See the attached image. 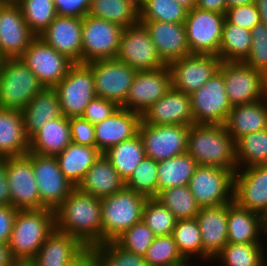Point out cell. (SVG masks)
I'll return each instance as SVG.
<instances>
[{
    "mask_svg": "<svg viewBox=\"0 0 267 266\" xmlns=\"http://www.w3.org/2000/svg\"><path fill=\"white\" fill-rule=\"evenodd\" d=\"M29 29L38 36L56 18L54 0H19L16 3Z\"/></svg>",
    "mask_w": 267,
    "mask_h": 266,
    "instance_id": "44",
    "label": "cell"
},
{
    "mask_svg": "<svg viewBox=\"0 0 267 266\" xmlns=\"http://www.w3.org/2000/svg\"><path fill=\"white\" fill-rule=\"evenodd\" d=\"M225 128L236 142L239 138L267 128V97L253 103L234 106Z\"/></svg>",
    "mask_w": 267,
    "mask_h": 266,
    "instance_id": "29",
    "label": "cell"
},
{
    "mask_svg": "<svg viewBox=\"0 0 267 266\" xmlns=\"http://www.w3.org/2000/svg\"><path fill=\"white\" fill-rule=\"evenodd\" d=\"M90 248L102 260L104 266H147L144 256L126 251L115 241Z\"/></svg>",
    "mask_w": 267,
    "mask_h": 266,
    "instance_id": "48",
    "label": "cell"
},
{
    "mask_svg": "<svg viewBox=\"0 0 267 266\" xmlns=\"http://www.w3.org/2000/svg\"><path fill=\"white\" fill-rule=\"evenodd\" d=\"M119 107L114 101L95 96L86 106L81 117L95 125L111 116Z\"/></svg>",
    "mask_w": 267,
    "mask_h": 266,
    "instance_id": "52",
    "label": "cell"
},
{
    "mask_svg": "<svg viewBox=\"0 0 267 266\" xmlns=\"http://www.w3.org/2000/svg\"><path fill=\"white\" fill-rule=\"evenodd\" d=\"M54 89L63 115L68 118L81 116L96 96L92 68L87 63H74Z\"/></svg>",
    "mask_w": 267,
    "mask_h": 266,
    "instance_id": "6",
    "label": "cell"
},
{
    "mask_svg": "<svg viewBox=\"0 0 267 266\" xmlns=\"http://www.w3.org/2000/svg\"><path fill=\"white\" fill-rule=\"evenodd\" d=\"M17 210L12 206H0V243L8 244Z\"/></svg>",
    "mask_w": 267,
    "mask_h": 266,
    "instance_id": "55",
    "label": "cell"
},
{
    "mask_svg": "<svg viewBox=\"0 0 267 266\" xmlns=\"http://www.w3.org/2000/svg\"><path fill=\"white\" fill-rule=\"evenodd\" d=\"M80 266H104V264L102 260L91 250V248H87L81 254Z\"/></svg>",
    "mask_w": 267,
    "mask_h": 266,
    "instance_id": "58",
    "label": "cell"
},
{
    "mask_svg": "<svg viewBox=\"0 0 267 266\" xmlns=\"http://www.w3.org/2000/svg\"><path fill=\"white\" fill-rule=\"evenodd\" d=\"M262 226V229H263V233L262 234H265L267 236V224H261Z\"/></svg>",
    "mask_w": 267,
    "mask_h": 266,
    "instance_id": "67",
    "label": "cell"
},
{
    "mask_svg": "<svg viewBox=\"0 0 267 266\" xmlns=\"http://www.w3.org/2000/svg\"><path fill=\"white\" fill-rule=\"evenodd\" d=\"M228 243L263 244L260 214L238 206L234 201L227 203Z\"/></svg>",
    "mask_w": 267,
    "mask_h": 266,
    "instance_id": "33",
    "label": "cell"
},
{
    "mask_svg": "<svg viewBox=\"0 0 267 266\" xmlns=\"http://www.w3.org/2000/svg\"><path fill=\"white\" fill-rule=\"evenodd\" d=\"M125 187V180L111 165L104 153L96 159L77 186L82 192L100 199L121 191Z\"/></svg>",
    "mask_w": 267,
    "mask_h": 266,
    "instance_id": "28",
    "label": "cell"
},
{
    "mask_svg": "<svg viewBox=\"0 0 267 266\" xmlns=\"http://www.w3.org/2000/svg\"><path fill=\"white\" fill-rule=\"evenodd\" d=\"M144 259L147 266H190L179 253L172 235L156 236Z\"/></svg>",
    "mask_w": 267,
    "mask_h": 266,
    "instance_id": "45",
    "label": "cell"
},
{
    "mask_svg": "<svg viewBox=\"0 0 267 266\" xmlns=\"http://www.w3.org/2000/svg\"><path fill=\"white\" fill-rule=\"evenodd\" d=\"M142 115L119 107L111 116L94 125L96 148L105 153L112 146L138 135Z\"/></svg>",
    "mask_w": 267,
    "mask_h": 266,
    "instance_id": "26",
    "label": "cell"
},
{
    "mask_svg": "<svg viewBox=\"0 0 267 266\" xmlns=\"http://www.w3.org/2000/svg\"><path fill=\"white\" fill-rule=\"evenodd\" d=\"M72 142L69 118L48 121L29 139V151L44 156H57Z\"/></svg>",
    "mask_w": 267,
    "mask_h": 266,
    "instance_id": "32",
    "label": "cell"
},
{
    "mask_svg": "<svg viewBox=\"0 0 267 266\" xmlns=\"http://www.w3.org/2000/svg\"><path fill=\"white\" fill-rule=\"evenodd\" d=\"M155 198L166 206L177 220L196 218L201 208L188 185L167 188L161 191Z\"/></svg>",
    "mask_w": 267,
    "mask_h": 266,
    "instance_id": "42",
    "label": "cell"
},
{
    "mask_svg": "<svg viewBox=\"0 0 267 266\" xmlns=\"http://www.w3.org/2000/svg\"><path fill=\"white\" fill-rule=\"evenodd\" d=\"M54 211L57 230L76 237L87 248L102 244L100 198L75 187Z\"/></svg>",
    "mask_w": 267,
    "mask_h": 266,
    "instance_id": "1",
    "label": "cell"
},
{
    "mask_svg": "<svg viewBox=\"0 0 267 266\" xmlns=\"http://www.w3.org/2000/svg\"><path fill=\"white\" fill-rule=\"evenodd\" d=\"M197 166L187 152L158 162V194L167 188L189 185Z\"/></svg>",
    "mask_w": 267,
    "mask_h": 266,
    "instance_id": "36",
    "label": "cell"
},
{
    "mask_svg": "<svg viewBox=\"0 0 267 266\" xmlns=\"http://www.w3.org/2000/svg\"><path fill=\"white\" fill-rule=\"evenodd\" d=\"M86 249L87 247L76 237L55 228L46 238L33 261L36 266H67Z\"/></svg>",
    "mask_w": 267,
    "mask_h": 266,
    "instance_id": "27",
    "label": "cell"
},
{
    "mask_svg": "<svg viewBox=\"0 0 267 266\" xmlns=\"http://www.w3.org/2000/svg\"><path fill=\"white\" fill-rule=\"evenodd\" d=\"M187 153L198 165L230 171L238 169L235 141L221 124H193L188 133Z\"/></svg>",
    "mask_w": 267,
    "mask_h": 266,
    "instance_id": "2",
    "label": "cell"
},
{
    "mask_svg": "<svg viewBox=\"0 0 267 266\" xmlns=\"http://www.w3.org/2000/svg\"><path fill=\"white\" fill-rule=\"evenodd\" d=\"M255 5L260 15H267V0H255Z\"/></svg>",
    "mask_w": 267,
    "mask_h": 266,
    "instance_id": "62",
    "label": "cell"
},
{
    "mask_svg": "<svg viewBox=\"0 0 267 266\" xmlns=\"http://www.w3.org/2000/svg\"><path fill=\"white\" fill-rule=\"evenodd\" d=\"M115 23L123 28L139 23L137 0H91L88 14Z\"/></svg>",
    "mask_w": 267,
    "mask_h": 266,
    "instance_id": "35",
    "label": "cell"
},
{
    "mask_svg": "<svg viewBox=\"0 0 267 266\" xmlns=\"http://www.w3.org/2000/svg\"><path fill=\"white\" fill-rule=\"evenodd\" d=\"M202 238V260L212 261L228 244L227 203L201 207L195 218Z\"/></svg>",
    "mask_w": 267,
    "mask_h": 266,
    "instance_id": "24",
    "label": "cell"
},
{
    "mask_svg": "<svg viewBox=\"0 0 267 266\" xmlns=\"http://www.w3.org/2000/svg\"><path fill=\"white\" fill-rule=\"evenodd\" d=\"M44 86L21 58L0 61V108L22 111Z\"/></svg>",
    "mask_w": 267,
    "mask_h": 266,
    "instance_id": "5",
    "label": "cell"
},
{
    "mask_svg": "<svg viewBox=\"0 0 267 266\" xmlns=\"http://www.w3.org/2000/svg\"><path fill=\"white\" fill-rule=\"evenodd\" d=\"M255 0H226L227 8H231L239 5L254 4Z\"/></svg>",
    "mask_w": 267,
    "mask_h": 266,
    "instance_id": "60",
    "label": "cell"
},
{
    "mask_svg": "<svg viewBox=\"0 0 267 266\" xmlns=\"http://www.w3.org/2000/svg\"><path fill=\"white\" fill-rule=\"evenodd\" d=\"M250 33L251 49L244 63L267 78V28L260 22Z\"/></svg>",
    "mask_w": 267,
    "mask_h": 266,
    "instance_id": "50",
    "label": "cell"
},
{
    "mask_svg": "<svg viewBox=\"0 0 267 266\" xmlns=\"http://www.w3.org/2000/svg\"><path fill=\"white\" fill-rule=\"evenodd\" d=\"M36 35L29 29L16 3L0 7V58H20Z\"/></svg>",
    "mask_w": 267,
    "mask_h": 266,
    "instance_id": "19",
    "label": "cell"
},
{
    "mask_svg": "<svg viewBox=\"0 0 267 266\" xmlns=\"http://www.w3.org/2000/svg\"><path fill=\"white\" fill-rule=\"evenodd\" d=\"M3 3H4L3 0H0V7L3 5Z\"/></svg>",
    "mask_w": 267,
    "mask_h": 266,
    "instance_id": "69",
    "label": "cell"
},
{
    "mask_svg": "<svg viewBox=\"0 0 267 266\" xmlns=\"http://www.w3.org/2000/svg\"><path fill=\"white\" fill-rule=\"evenodd\" d=\"M251 49V33L249 29L229 23L223 24L219 57L225 62H244Z\"/></svg>",
    "mask_w": 267,
    "mask_h": 266,
    "instance_id": "38",
    "label": "cell"
},
{
    "mask_svg": "<svg viewBox=\"0 0 267 266\" xmlns=\"http://www.w3.org/2000/svg\"><path fill=\"white\" fill-rule=\"evenodd\" d=\"M44 88H54L74 64L36 36L20 57Z\"/></svg>",
    "mask_w": 267,
    "mask_h": 266,
    "instance_id": "13",
    "label": "cell"
},
{
    "mask_svg": "<svg viewBox=\"0 0 267 266\" xmlns=\"http://www.w3.org/2000/svg\"><path fill=\"white\" fill-rule=\"evenodd\" d=\"M100 155L101 152L96 146H86L71 142L55 157L63 175L77 187Z\"/></svg>",
    "mask_w": 267,
    "mask_h": 266,
    "instance_id": "34",
    "label": "cell"
},
{
    "mask_svg": "<svg viewBox=\"0 0 267 266\" xmlns=\"http://www.w3.org/2000/svg\"><path fill=\"white\" fill-rule=\"evenodd\" d=\"M19 0H3L4 3H17Z\"/></svg>",
    "mask_w": 267,
    "mask_h": 266,
    "instance_id": "68",
    "label": "cell"
},
{
    "mask_svg": "<svg viewBox=\"0 0 267 266\" xmlns=\"http://www.w3.org/2000/svg\"><path fill=\"white\" fill-rule=\"evenodd\" d=\"M225 14L194 7L185 20L187 43L191 53L219 57Z\"/></svg>",
    "mask_w": 267,
    "mask_h": 266,
    "instance_id": "12",
    "label": "cell"
},
{
    "mask_svg": "<svg viewBox=\"0 0 267 266\" xmlns=\"http://www.w3.org/2000/svg\"><path fill=\"white\" fill-rule=\"evenodd\" d=\"M142 122L149 125H193L190 94L171 87L143 113Z\"/></svg>",
    "mask_w": 267,
    "mask_h": 266,
    "instance_id": "23",
    "label": "cell"
},
{
    "mask_svg": "<svg viewBox=\"0 0 267 266\" xmlns=\"http://www.w3.org/2000/svg\"><path fill=\"white\" fill-rule=\"evenodd\" d=\"M219 71L231 105L249 104L267 97V78L244 62L222 61Z\"/></svg>",
    "mask_w": 267,
    "mask_h": 266,
    "instance_id": "7",
    "label": "cell"
},
{
    "mask_svg": "<svg viewBox=\"0 0 267 266\" xmlns=\"http://www.w3.org/2000/svg\"><path fill=\"white\" fill-rule=\"evenodd\" d=\"M158 162L145 157L125 181L128 189L141 193L148 198L158 195Z\"/></svg>",
    "mask_w": 267,
    "mask_h": 266,
    "instance_id": "47",
    "label": "cell"
},
{
    "mask_svg": "<svg viewBox=\"0 0 267 266\" xmlns=\"http://www.w3.org/2000/svg\"><path fill=\"white\" fill-rule=\"evenodd\" d=\"M194 124L224 125L233 108L226 94L224 76L217 71L207 83L190 94Z\"/></svg>",
    "mask_w": 267,
    "mask_h": 266,
    "instance_id": "9",
    "label": "cell"
},
{
    "mask_svg": "<svg viewBox=\"0 0 267 266\" xmlns=\"http://www.w3.org/2000/svg\"><path fill=\"white\" fill-rule=\"evenodd\" d=\"M116 59L125 62L137 71L156 70L167 66L140 22L123 28Z\"/></svg>",
    "mask_w": 267,
    "mask_h": 266,
    "instance_id": "16",
    "label": "cell"
},
{
    "mask_svg": "<svg viewBox=\"0 0 267 266\" xmlns=\"http://www.w3.org/2000/svg\"><path fill=\"white\" fill-rule=\"evenodd\" d=\"M235 147L238 168L267 164V128L239 138Z\"/></svg>",
    "mask_w": 267,
    "mask_h": 266,
    "instance_id": "39",
    "label": "cell"
},
{
    "mask_svg": "<svg viewBox=\"0 0 267 266\" xmlns=\"http://www.w3.org/2000/svg\"><path fill=\"white\" fill-rule=\"evenodd\" d=\"M142 220L155 236L172 235L177 222L174 214L155 197L147 198Z\"/></svg>",
    "mask_w": 267,
    "mask_h": 266,
    "instance_id": "46",
    "label": "cell"
},
{
    "mask_svg": "<svg viewBox=\"0 0 267 266\" xmlns=\"http://www.w3.org/2000/svg\"><path fill=\"white\" fill-rule=\"evenodd\" d=\"M176 1L188 10H192L197 5V0H176Z\"/></svg>",
    "mask_w": 267,
    "mask_h": 266,
    "instance_id": "63",
    "label": "cell"
},
{
    "mask_svg": "<svg viewBox=\"0 0 267 266\" xmlns=\"http://www.w3.org/2000/svg\"><path fill=\"white\" fill-rule=\"evenodd\" d=\"M15 260L9 245L7 243H0V266H10Z\"/></svg>",
    "mask_w": 267,
    "mask_h": 266,
    "instance_id": "59",
    "label": "cell"
},
{
    "mask_svg": "<svg viewBox=\"0 0 267 266\" xmlns=\"http://www.w3.org/2000/svg\"><path fill=\"white\" fill-rule=\"evenodd\" d=\"M147 30L162 61L169 65L190 52L184 23L139 21Z\"/></svg>",
    "mask_w": 267,
    "mask_h": 266,
    "instance_id": "25",
    "label": "cell"
},
{
    "mask_svg": "<svg viewBox=\"0 0 267 266\" xmlns=\"http://www.w3.org/2000/svg\"><path fill=\"white\" fill-rule=\"evenodd\" d=\"M40 194V208L55 210L75 186L63 175L55 156L28 152Z\"/></svg>",
    "mask_w": 267,
    "mask_h": 266,
    "instance_id": "11",
    "label": "cell"
},
{
    "mask_svg": "<svg viewBox=\"0 0 267 266\" xmlns=\"http://www.w3.org/2000/svg\"><path fill=\"white\" fill-rule=\"evenodd\" d=\"M188 11L176 0L139 1V21L185 23Z\"/></svg>",
    "mask_w": 267,
    "mask_h": 266,
    "instance_id": "41",
    "label": "cell"
},
{
    "mask_svg": "<svg viewBox=\"0 0 267 266\" xmlns=\"http://www.w3.org/2000/svg\"><path fill=\"white\" fill-rule=\"evenodd\" d=\"M10 266H36L33 259H15Z\"/></svg>",
    "mask_w": 267,
    "mask_h": 266,
    "instance_id": "61",
    "label": "cell"
},
{
    "mask_svg": "<svg viewBox=\"0 0 267 266\" xmlns=\"http://www.w3.org/2000/svg\"><path fill=\"white\" fill-rule=\"evenodd\" d=\"M104 155L109 159L111 165L126 181L138 164L146 157L141 137L124 140L118 145L109 148Z\"/></svg>",
    "mask_w": 267,
    "mask_h": 266,
    "instance_id": "37",
    "label": "cell"
},
{
    "mask_svg": "<svg viewBox=\"0 0 267 266\" xmlns=\"http://www.w3.org/2000/svg\"><path fill=\"white\" fill-rule=\"evenodd\" d=\"M55 228L54 210L18 209L8 242L13 257L33 259Z\"/></svg>",
    "mask_w": 267,
    "mask_h": 266,
    "instance_id": "3",
    "label": "cell"
},
{
    "mask_svg": "<svg viewBox=\"0 0 267 266\" xmlns=\"http://www.w3.org/2000/svg\"><path fill=\"white\" fill-rule=\"evenodd\" d=\"M82 24L81 17L57 15L38 37L73 63H82Z\"/></svg>",
    "mask_w": 267,
    "mask_h": 266,
    "instance_id": "22",
    "label": "cell"
},
{
    "mask_svg": "<svg viewBox=\"0 0 267 266\" xmlns=\"http://www.w3.org/2000/svg\"><path fill=\"white\" fill-rule=\"evenodd\" d=\"M263 244L228 243L214 258L223 266H265L266 253Z\"/></svg>",
    "mask_w": 267,
    "mask_h": 266,
    "instance_id": "40",
    "label": "cell"
},
{
    "mask_svg": "<svg viewBox=\"0 0 267 266\" xmlns=\"http://www.w3.org/2000/svg\"><path fill=\"white\" fill-rule=\"evenodd\" d=\"M197 8L225 14L227 10L226 0H197Z\"/></svg>",
    "mask_w": 267,
    "mask_h": 266,
    "instance_id": "57",
    "label": "cell"
},
{
    "mask_svg": "<svg viewBox=\"0 0 267 266\" xmlns=\"http://www.w3.org/2000/svg\"><path fill=\"white\" fill-rule=\"evenodd\" d=\"M225 19L233 25L249 30L261 22L255 3L227 8Z\"/></svg>",
    "mask_w": 267,
    "mask_h": 266,
    "instance_id": "51",
    "label": "cell"
},
{
    "mask_svg": "<svg viewBox=\"0 0 267 266\" xmlns=\"http://www.w3.org/2000/svg\"><path fill=\"white\" fill-rule=\"evenodd\" d=\"M7 178L12 207L40 209V194L32 161L26 155L7 157Z\"/></svg>",
    "mask_w": 267,
    "mask_h": 266,
    "instance_id": "20",
    "label": "cell"
},
{
    "mask_svg": "<svg viewBox=\"0 0 267 266\" xmlns=\"http://www.w3.org/2000/svg\"><path fill=\"white\" fill-rule=\"evenodd\" d=\"M261 224H267V207L260 214Z\"/></svg>",
    "mask_w": 267,
    "mask_h": 266,
    "instance_id": "64",
    "label": "cell"
},
{
    "mask_svg": "<svg viewBox=\"0 0 267 266\" xmlns=\"http://www.w3.org/2000/svg\"><path fill=\"white\" fill-rule=\"evenodd\" d=\"M189 128L186 125H149L141 122L138 134L146 157L160 162L186 153Z\"/></svg>",
    "mask_w": 267,
    "mask_h": 266,
    "instance_id": "14",
    "label": "cell"
},
{
    "mask_svg": "<svg viewBox=\"0 0 267 266\" xmlns=\"http://www.w3.org/2000/svg\"><path fill=\"white\" fill-rule=\"evenodd\" d=\"M123 27L110 21L85 15L82 24V63L115 59Z\"/></svg>",
    "mask_w": 267,
    "mask_h": 266,
    "instance_id": "10",
    "label": "cell"
},
{
    "mask_svg": "<svg viewBox=\"0 0 267 266\" xmlns=\"http://www.w3.org/2000/svg\"><path fill=\"white\" fill-rule=\"evenodd\" d=\"M72 142L86 146H96L94 125L79 117L69 118Z\"/></svg>",
    "mask_w": 267,
    "mask_h": 266,
    "instance_id": "53",
    "label": "cell"
},
{
    "mask_svg": "<svg viewBox=\"0 0 267 266\" xmlns=\"http://www.w3.org/2000/svg\"><path fill=\"white\" fill-rule=\"evenodd\" d=\"M155 237L154 233L142 220L126 229L114 241L126 251L144 256Z\"/></svg>",
    "mask_w": 267,
    "mask_h": 266,
    "instance_id": "49",
    "label": "cell"
},
{
    "mask_svg": "<svg viewBox=\"0 0 267 266\" xmlns=\"http://www.w3.org/2000/svg\"><path fill=\"white\" fill-rule=\"evenodd\" d=\"M261 23L267 28V15H260Z\"/></svg>",
    "mask_w": 267,
    "mask_h": 266,
    "instance_id": "66",
    "label": "cell"
},
{
    "mask_svg": "<svg viewBox=\"0 0 267 266\" xmlns=\"http://www.w3.org/2000/svg\"><path fill=\"white\" fill-rule=\"evenodd\" d=\"M172 87L169 66L156 70L137 71L125 102L120 106L143 113Z\"/></svg>",
    "mask_w": 267,
    "mask_h": 266,
    "instance_id": "18",
    "label": "cell"
},
{
    "mask_svg": "<svg viewBox=\"0 0 267 266\" xmlns=\"http://www.w3.org/2000/svg\"><path fill=\"white\" fill-rule=\"evenodd\" d=\"M22 115L30 139L48 121L63 116L57 91L54 88H43L24 107Z\"/></svg>",
    "mask_w": 267,
    "mask_h": 266,
    "instance_id": "30",
    "label": "cell"
},
{
    "mask_svg": "<svg viewBox=\"0 0 267 266\" xmlns=\"http://www.w3.org/2000/svg\"><path fill=\"white\" fill-rule=\"evenodd\" d=\"M93 70L96 96L121 106L137 73L133 67L115 59H100L87 63Z\"/></svg>",
    "mask_w": 267,
    "mask_h": 266,
    "instance_id": "15",
    "label": "cell"
},
{
    "mask_svg": "<svg viewBox=\"0 0 267 266\" xmlns=\"http://www.w3.org/2000/svg\"><path fill=\"white\" fill-rule=\"evenodd\" d=\"M233 201L242 208L261 214L267 207V164L235 171Z\"/></svg>",
    "mask_w": 267,
    "mask_h": 266,
    "instance_id": "21",
    "label": "cell"
},
{
    "mask_svg": "<svg viewBox=\"0 0 267 266\" xmlns=\"http://www.w3.org/2000/svg\"><path fill=\"white\" fill-rule=\"evenodd\" d=\"M234 173L227 169L198 165L189 188L200 207H215L233 201Z\"/></svg>",
    "mask_w": 267,
    "mask_h": 266,
    "instance_id": "8",
    "label": "cell"
},
{
    "mask_svg": "<svg viewBox=\"0 0 267 266\" xmlns=\"http://www.w3.org/2000/svg\"><path fill=\"white\" fill-rule=\"evenodd\" d=\"M179 253L189 262L192 256L202 260V238L199 224L195 218L177 220L172 232ZM197 255V256H196Z\"/></svg>",
    "mask_w": 267,
    "mask_h": 266,
    "instance_id": "43",
    "label": "cell"
},
{
    "mask_svg": "<svg viewBox=\"0 0 267 266\" xmlns=\"http://www.w3.org/2000/svg\"><path fill=\"white\" fill-rule=\"evenodd\" d=\"M147 198L127 187L101 198L102 243L116 240L126 229L142 221Z\"/></svg>",
    "mask_w": 267,
    "mask_h": 266,
    "instance_id": "4",
    "label": "cell"
},
{
    "mask_svg": "<svg viewBox=\"0 0 267 266\" xmlns=\"http://www.w3.org/2000/svg\"><path fill=\"white\" fill-rule=\"evenodd\" d=\"M80 265H81V255L76 260L69 263L67 266H80Z\"/></svg>",
    "mask_w": 267,
    "mask_h": 266,
    "instance_id": "65",
    "label": "cell"
},
{
    "mask_svg": "<svg viewBox=\"0 0 267 266\" xmlns=\"http://www.w3.org/2000/svg\"><path fill=\"white\" fill-rule=\"evenodd\" d=\"M0 206H11V195L7 178V157H0Z\"/></svg>",
    "mask_w": 267,
    "mask_h": 266,
    "instance_id": "56",
    "label": "cell"
},
{
    "mask_svg": "<svg viewBox=\"0 0 267 266\" xmlns=\"http://www.w3.org/2000/svg\"><path fill=\"white\" fill-rule=\"evenodd\" d=\"M28 152L22 111L0 108V157H18Z\"/></svg>",
    "mask_w": 267,
    "mask_h": 266,
    "instance_id": "31",
    "label": "cell"
},
{
    "mask_svg": "<svg viewBox=\"0 0 267 266\" xmlns=\"http://www.w3.org/2000/svg\"><path fill=\"white\" fill-rule=\"evenodd\" d=\"M221 59L215 54L192 53L171 62L172 87L186 94H191L204 86L219 71Z\"/></svg>",
    "mask_w": 267,
    "mask_h": 266,
    "instance_id": "17",
    "label": "cell"
},
{
    "mask_svg": "<svg viewBox=\"0 0 267 266\" xmlns=\"http://www.w3.org/2000/svg\"><path fill=\"white\" fill-rule=\"evenodd\" d=\"M91 0H54L57 15L83 18L88 14Z\"/></svg>",
    "mask_w": 267,
    "mask_h": 266,
    "instance_id": "54",
    "label": "cell"
}]
</instances>
